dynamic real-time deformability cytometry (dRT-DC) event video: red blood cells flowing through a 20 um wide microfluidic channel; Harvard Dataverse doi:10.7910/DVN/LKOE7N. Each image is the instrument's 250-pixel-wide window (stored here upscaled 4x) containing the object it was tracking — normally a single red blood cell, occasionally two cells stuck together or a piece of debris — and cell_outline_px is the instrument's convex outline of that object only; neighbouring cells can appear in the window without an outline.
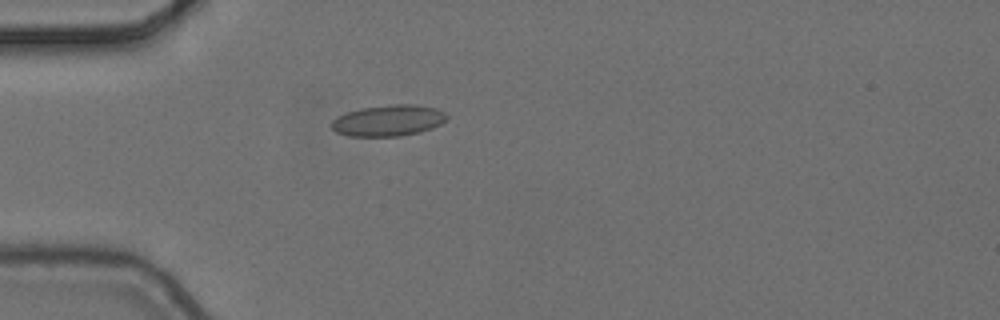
{"species": "common noctule bat (a hibernating species)", "species_latin": "Nyctalus noctula", "temperature_condition": "cold", "stored_images_in_passage": 1, "camera_frame_rate_fps": 3000, "um_per_image_px": 0.085, "animal": {"sex": "female", "body_mass_g": 24.6, "forearm_length_mm": 56.2}, "frame": {"image": 1, "passage_image": 1, "time_ms": 0.0, "image_size_px": [1000, 320], "cell_outline_px": [[448, 120], [432, 128], [420, 132], [400, 136], [348, 136], [336, 132], [328, 124], [336, 116], [348, 112], [364, 108], [392, 104], [412, 104], [436, 108], [444, 112], [448, 116]], "centroid_in_image_um": [33.0, 10.25], "position_along_channel_um": 52.0, "area_um2": 21.04}}